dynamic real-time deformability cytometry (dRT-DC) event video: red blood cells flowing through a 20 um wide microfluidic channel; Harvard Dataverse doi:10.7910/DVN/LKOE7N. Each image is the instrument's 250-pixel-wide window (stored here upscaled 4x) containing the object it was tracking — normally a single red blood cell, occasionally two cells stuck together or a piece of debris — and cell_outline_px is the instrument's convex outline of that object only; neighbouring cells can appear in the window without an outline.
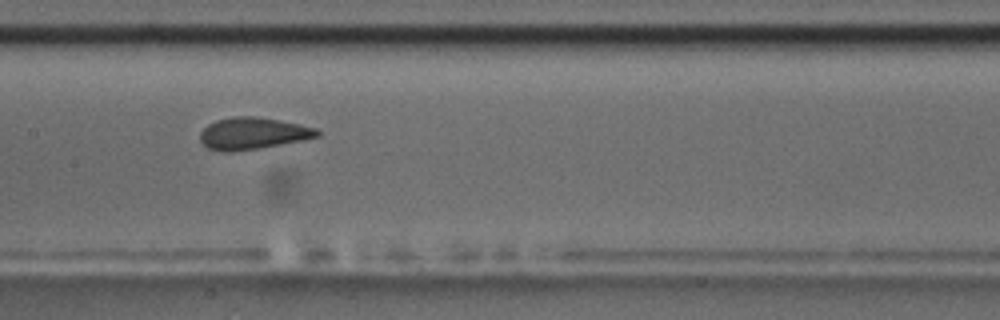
{"species": "common noctule bat (a hibernating species)", "species_latin": "Nyctalus noctula", "temperature_condition": "room temperature", "stored_images_in_passage": 7, "camera_frame_rate_fps": 3000, "um_per_image_px": 0.085, "animal": {"sex": "male", "body_mass_g": 17.5, "forearm_length_mm": 52.3}, "frame": {"image": 1, "passage_image": 6, "time_ms": 6.667, "image_size_px": [1000, 320], "cell_outline_px": [[320, 136], [304, 140], [260, 148], [232, 152], [224, 152], [208, 148], [200, 140], [200, 132], [208, 124], [216, 120], [232, 116], [256, 116], [300, 124], [316, 128], [320, 132]], "centroid_in_image_um": [21.49, 11.34], "position_along_channel_um": 185.9, "area_um2": 21.85}}